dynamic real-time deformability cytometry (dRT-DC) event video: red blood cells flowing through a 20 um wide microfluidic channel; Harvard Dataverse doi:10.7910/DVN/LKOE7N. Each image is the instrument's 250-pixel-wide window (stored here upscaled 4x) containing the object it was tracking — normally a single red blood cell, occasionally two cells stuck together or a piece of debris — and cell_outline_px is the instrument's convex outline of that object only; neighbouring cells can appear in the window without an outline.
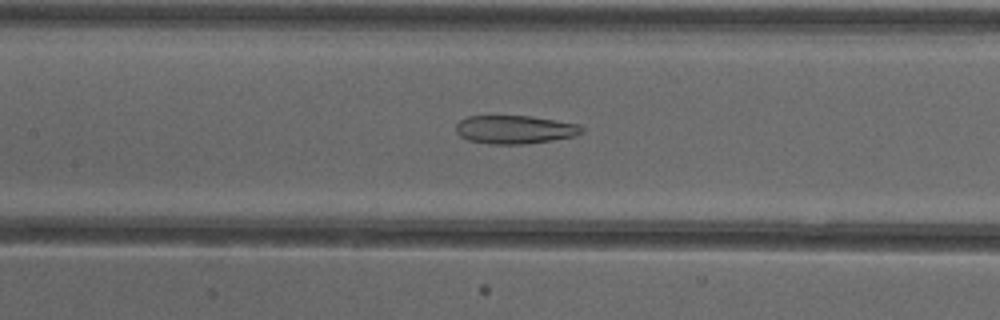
{"species": "common noctule bat (a hibernating species)", "species_latin": "Nyctalus noctula", "temperature_condition": "cold", "stored_images_in_passage": 38, "camera_frame_rate_fps": 3000, "um_per_image_px": 0.085, "animal": {"sex": "female"}, "frame": {"image": 1, "passage_image": 10, "time_ms": 3.0, "image_size_px": [1000, 320], "cell_outline_px": [[584, 132], [576, 136], [552, 140], [524, 144], [488, 144], [468, 140], [460, 136], [456, 132], [456, 124], [460, 120], [468, 116], [532, 116], [580, 124], [584, 128]], "centroid_in_image_um": [43.79, 11.01], "position_along_channel_um": 163.6, "area_um2": 20.98}}
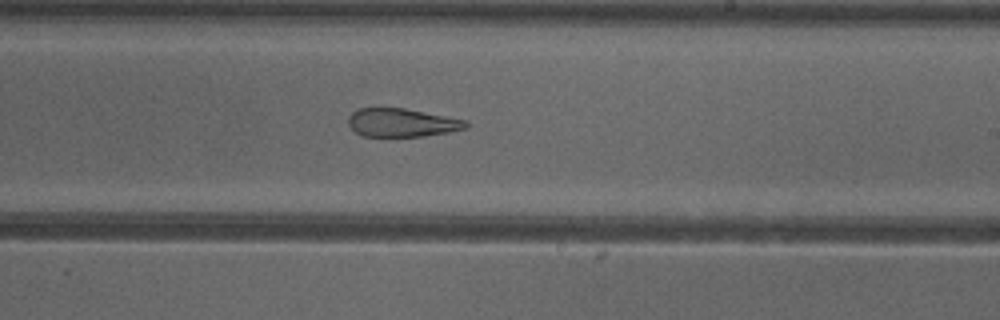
{"frame": {"image": 2, "passage_image": 17, "time_ms": 5.333, "image_size_px": [1000, 320], "cell_outline_px": [[468, 128], [452, 132], [424, 136], [364, 136], [356, 132], [348, 124], [348, 116], [352, 112], [360, 108], [404, 108], [468, 120]], "centroid_in_image_um": [34.2, 10.42], "position_along_channel_um": 254.8, "area_um2": 19.54}}
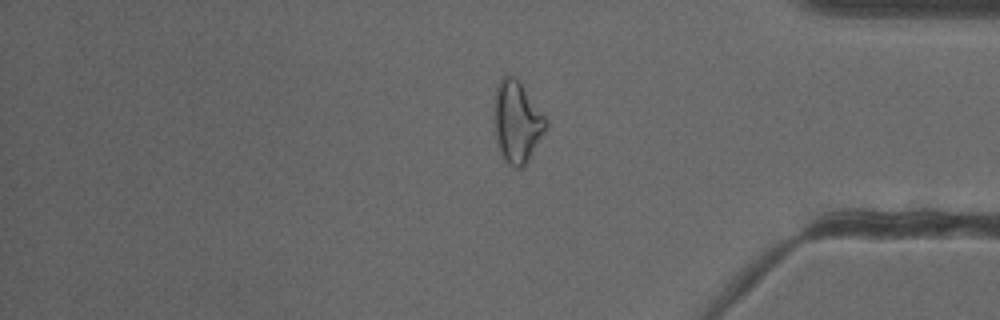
{"frame": {"image": 3, "passage_image": 29, "time_ms": 9.333, "image_size_px": [1000, 320], "cell_outline_px": [[548, 124], [544, 132], [524, 168], [512, 168], [504, 160], [500, 152], [496, 140], [492, 120], [492, 108], [496, 84], [504, 76], [516, 76], [548, 120]], "centroid_in_image_um": [43.89, 10.36], "position_along_channel_um": 391.3, "area_um2": 25.26}}